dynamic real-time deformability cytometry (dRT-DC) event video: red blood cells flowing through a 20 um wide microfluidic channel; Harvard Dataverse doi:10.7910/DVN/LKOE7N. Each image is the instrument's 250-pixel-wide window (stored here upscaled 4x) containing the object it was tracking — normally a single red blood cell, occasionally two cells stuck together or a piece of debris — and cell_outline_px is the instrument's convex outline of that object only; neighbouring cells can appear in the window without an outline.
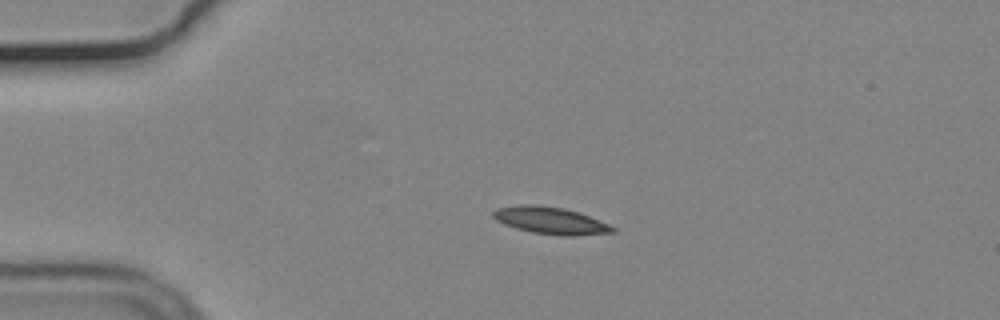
{"species": "common noctule bat (a hibernating species)", "species_latin": "Nyctalus noctula", "temperature_condition": "cold", "stored_images_in_passage": 44, "camera_frame_rate_fps": 3000, "um_per_image_px": 0.085, "animal": {"sex": "male", "body_mass_g": 19.2, "forearm_length_mm": 51.8}, "frame": {"image": 1, "passage_image": 1, "time_ms": 0.0, "image_size_px": [1000, 320], "cell_outline_px": [[616, 232], [576, 236], [560, 236], [532, 232], [516, 228], [504, 224], [496, 220], [492, 216], [492, 212], [496, 208], [520, 204], [536, 204], [564, 208], [588, 216], [608, 224], [616, 228]], "centroid_in_image_um": [46.77, 18.75], "position_along_channel_um": 38.2, "area_um2": 18.9}}
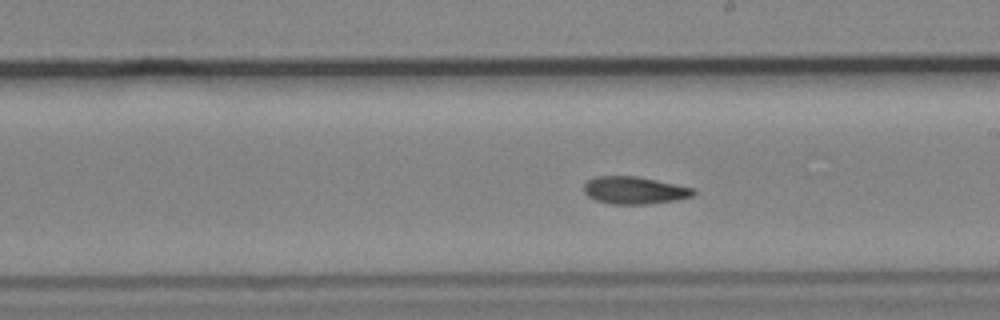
{"frame": {"image": 2, "passage_image": 20, "time_ms": 6.333, "image_size_px": [1000, 320], "cell_outline_px": [[696, 192], [692, 196], [676, 200], [648, 204], [612, 204], [596, 200], [588, 196], [584, 192], [584, 184], [588, 180], [596, 176], [636, 176], [696, 188]], "centroid_in_image_um": [53.94, 16.17], "position_along_channel_um": 235.1, "area_um2": 17.51}}
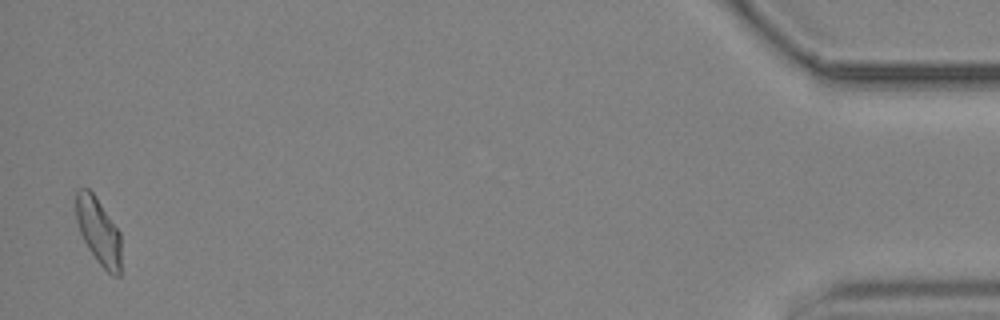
{"frame": {"image": 3, "passage_image": 43, "time_ms": 14.0, "image_size_px": [1000, 320], "cell_outline_px": [[120, 276], [112, 276], [96, 260], [88, 248], [80, 232], [76, 220], [76, 188], [88, 188], [96, 196], [120, 232]], "centroid_in_image_um": [8.37, 19.63], "position_along_channel_um": 426.8, "area_um2": 17.51}, "authors_computed_cell_mechanics": {"area_um2": 17.7446, "velocity_mm_per_s": 3.6846, "shape_relaxation_time_tau1_ms": 9.8691, "shape_relaxation_time_tau2_ms": 8.5656, "deformation_change_tau1": 0.2, "deformation_change_tau2": 0.1491}}